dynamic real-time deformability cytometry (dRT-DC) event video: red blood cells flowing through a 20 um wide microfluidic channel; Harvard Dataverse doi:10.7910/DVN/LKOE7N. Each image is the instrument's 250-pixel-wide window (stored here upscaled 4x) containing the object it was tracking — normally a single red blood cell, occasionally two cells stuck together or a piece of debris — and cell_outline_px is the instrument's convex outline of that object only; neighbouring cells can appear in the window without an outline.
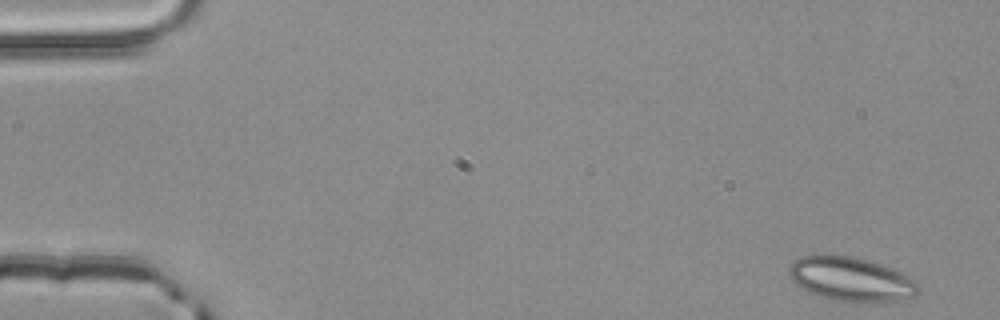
{"species": "common noctule bat (a hibernating species)", "species_latin": "Nyctalus noctula", "temperature_condition": "room temperature", "stored_images_in_passage": 5, "camera_frame_rate_fps": 3000, "um_per_image_px": 0.085, "animal": {"sex": "male", "body_mass_g": 20.4}, "frame": {"image": 1, "passage_image": 1, "time_ms": 0.0, "image_size_px": [1000, 320], "cell_outline_px": [[920, 288], [916, 296], [896, 300], [868, 304], [832, 300], [820, 296], [800, 288], [792, 280], [792, 264], [796, 260], [804, 256], [856, 256], [896, 268], [920, 280]], "centroid_in_image_um": [72.51, 23.76], "position_along_channel_um": 12.5, "area_um2": 33.7}}